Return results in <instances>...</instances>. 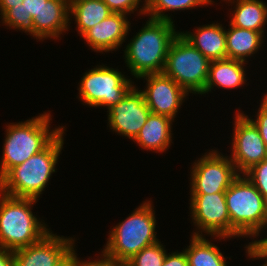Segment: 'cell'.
<instances>
[{"label":"cell","instance_id":"6da1fadb","mask_svg":"<svg viewBox=\"0 0 267 266\" xmlns=\"http://www.w3.org/2000/svg\"><path fill=\"white\" fill-rule=\"evenodd\" d=\"M179 30L175 23L148 18L143 27L124 46V61L131 76L162 73L169 47Z\"/></svg>","mask_w":267,"mask_h":266},{"label":"cell","instance_id":"7a4b0ae2","mask_svg":"<svg viewBox=\"0 0 267 266\" xmlns=\"http://www.w3.org/2000/svg\"><path fill=\"white\" fill-rule=\"evenodd\" d=\"M49 111V112H48ZM26 121L6 124L0 160V180L14 167L44 150L66 126L53 129L50 110Z\"/></svg>","mask_w":267,"mask_h":266},{"label":"cell","instance_id":"3957f363","mask_svg":"<svg viewBox=\"0 0 267 266\" xmlns=\"http://www.w3.org/2000/svg\"><path fill=\"white\" fill-rule=\"evenodd\" d=\"M63 130L44 150L12 168L1 180L0 191L6 195L39 200L49 185L64 148Z\"/></svg>","mask_w":267,"mask_h":266},{"label":"cell","instance_id":"277c9868","mask_svg":"<svg viewBox=\"0 0 267 266\" xmlns=\"http://www.w3.org/2000/svg\"><path fill=\"white\" fill-rule=\"evenodd\" d=\"M142 202L125 220L109 230L102 250L109 257L126 263L143 248L160 241L152 199Z\"/></svg>","mask_w":267,"mask_h":266},{"label":"cell","instance_id":"5b68a950","mask_svg":"<svg viewBox=\"0 0 267 266\" xmlns=\"http://www.w3.org/2000/svg\"><path fill=\"white\" fill-rule=\"evenodd\" d=\"M37 202L36 199L13 197L0 191V248L14 251L37 243L51 231L32 211Z\"/></svg>","mask_w":267,"mask_h":266},{"label":"cell","instance_id":"8992f818","mask_svg":"<svg viewBox=\"0 0 267 266\" xmlns=\"http://www.w3.org/2000/svg\"><path fill=\"white\" fill-rule=\"evenodd\" d=\"M230 238H252L266 229L264 197L244 174L225 191Z\"/></svg>","mask_w":267,"mask_h":266},{"label":"cell","instance_id":"52a82bcc","mask_svg":"<svg viewBox=\"0 0 267 266\" xmlns=\"http://www.w3.org/2000/svg\"><path fill=\"white\" fill-rule=\"evenodd\" d=\"M210 61L180 33L171 43L163 74L188 93L201 94L208 78Z\"/></svg>","mask_w":267,"mask_h":266},{"label":"cell","instance_id":"ba28073f","mask_svg":"<svg viewBox=\"0 0 267 266\" xmlns=\"http://www.w3.org/2000/svg\"><path fill=\"white\" fill-rule=\"evenodd\" d=\"M88 70L80 79L77 98L82 102L81 104H85L89 108L110 109L135 86L133 79H129L117 67L112 68V66L99 63Z\"/></svg>","mask_w":267,"mask_h":266},{"label":"cell","instance_id":"9c48e42d","mask_svg":"<svg viewBox=\"0 0 267 266\" xmlns=\"http://www.w3.org/2000/svg\"><path fill=\"white\" fill-rule=\"evenodd\" d=\"M190 166V194L225 192L239 176L230 157L218 149L208 150Z\"/></svg>","mask_w":267,"mask_h":266},{"label":"cell","instance_id":"30bf717a","mask_svg":"<svg viewBox=\"0 0 267 266\" xmlns=\"http://www.w3.org/2000/svg\"><path fill=\"white\" fill-rule=\"evenodd\" d=\"M189 201L191 223L193 222L196 227L192 235H208L207 237L210 236L216 242L232 239L230 238V217L225 192L190 194Z\"/></svg>","mask_w":267,"mask_h":266},{"label":"cell","instance_id":"8fae6325","mask_svg":"<svg viewBox=\"0 0 267 266\" xmlns=\"http://www.w3.org/2000/svg\"><path fill=\"white\" fill-rule=\"evenodd\" d=\"M234 116V129H232L230 142L231 153L228 156L234 163L237 172L244 174L253 165L267 158V149L259 130L244 111L238 109Z\"/></svg>","mask_w":267,"mask_h":266},{"label":"cell","instance_id":"7c38bea8","mask_svg":"<svg viewBox=\"0 0 267 266\" xmlns=\"http://www.w3.org/2000/svg\"><path fill=\"white\" fill-rule=\"evenodd\" d=\"M150 113L143 93L135 84L120 102L107 110V128L133 141Z\"/></svg>","mask_w":267,"mask_h":266},{"label":"cell","instance_id":"4fadbf2b","mask_svg":"<svg viewBox=\"0 0 267 266\" xmlns=\"http://www.w3.org/2000/svg\"><path fill=\"white\" fill-rule=\"evenodd\" d=\"M138 79L146 80V87L144 90L140 88V91L153 114L165 115L174 120L187 96H190L185 89L163 73L148 74Z\"/></svg>","mask_w":267,"mask_h":266},{"label":"cell","instance_id":"5bb4252c","mask_svg":"<svg viewBox=\"0 0 267 266\" xmlns=\"http://www.w3.org/2000/svg\"><path fill=\"white\" fill-rule=\"evenodd\" d=\"M51 230L40 241L14 250V266H56L74 248L75 237L56 235Z\"/></svg>","mask_w":267,"mask_h":266},{"label":"cell","instance_id":"9a60e30c","mask_svg":"<svg viewBox=\"0 0 267 266\" xmlns=\"http://www.w3.org/2000/svg\"><path fill=\"white\" fill-rule=\"evenodd\" d=\"M128 15L112 13L100 23L88 29L81 37L89 48L96 53H113L126 43L131 31ZM104 52V53H103Z\"/></svg>","mask_w":267,"mask_h":266},{"label":"cell","instance_id":"2e32d148","mask_svg":"<svg viewBox=\"0 0 267 266\" xmlns=\"http://www.w3.org/2000/svg\"><path fill=\"white\" fill-rule=\"evenodd\" d=\"M69 14L70 0H47L33 17L32 37L42 42L45 39L61 40L62 34L71 27Z\"/></svg>","mask_w":267,"mask_h":266},{"label":"cell","instance_id":"e0dca14e","mask_svg":"<svg viewBox=\"0 0 267 266\" xmlns=\"http://www.w3.org/2000/svg\"><path fill=\"white\" fill-rule=\"evenodd\" d=\"M216 22V23H215ZM201 25L190 31L179 33L196 49H198L209 61L227 58L226 27L218 21Z\"/></svg>","mask_w":267,"mask_h":266},{"label":"cell","instance_id":"ac0fdd59","mask_svg":"<svg viewBox=\"0 0 267 266\" xmlns=\"http://www.w3.org/2000/svg\"><path fill=\"white\" fill-rule=\"evenodd\" d=\"M174 121L168 116L150 113L133 142L140 146L139 148L149 152L168 151L173 143L172 125Z\"/></svg>","mask_w":267,"mask_h":266},{"label":"cell","instance_id":"d6986e66","mask_svg":"<svg viewBox=\"0 0 267 266\" xmlns=\"http://www.w3.org/2000/svg\"><path fill=\"white\" fill-rule=\"evenodd\" d=\"M246 65L248 64L245 62L229 58L210 61L205 89L200 95L209 94L216 87L225 90H235L244 84L246 85L248 80L246 79Z\"/></svg>","mask_w":267,"mask_h":266},{"label":"cell","instance_id":"ffe728a7","mask_svg":"<svg viewBox=\"0 0 267 266\" xmlns=\"http://www.w3.org/2000/svg\"><path fill=\"white\" fill-rule=\"evenodd\" d=\"M229 3L231 19L228 23L252 31L260 32L264 37L267 25V4L262 0H222ZM232 10V11H231Z\"/></svg>","mask_w":267,"mask_h":266},{"label":"cell","instance_id":"44dd1931","mask_svg":"<svg viewBox=\"0 0 267 266\" xmlns=\"http://www.w3.org/2000/svg\"><path fill=\"white\" fill-rule=\"evenodd\" d=\"M226 29L227 58L242 61L248 60L258 53L266 38L257 31L232 26ZM248 58V59H247Z\"/></svg>","mask_w":267,"mask_h":266},{"label":"cell","instance_id":"7402d4cb","mask_svg":"<svg viewBox=\"0 0 267 266\" xmlns=\"http://www.w3.org/2000/svg\"><path fill=\"white\" fill-rule=\"evenodd\" d=\"M113 12L102 0H70V21L76 23V31L81 36L94 25L106 19ZM72 18V19H71Z\"/></svg>","mask_w":267,"mask_h":266},{"label":"cell","instance_id":"603a6c76","mask_svg":"<svg viewBox=\"0 0 267 266\" xmlns=\"http://www.w3.org/2000/svg\"><path fill=\"white\" fill-rule=\"evenodd\" d=\"M212 241V242H211ZM213 240L205 235H191L189 246L184 249L189 266H228L225 257Z\"/></svg>","mask_w":267,"mask_h":266},{"label":"cell","instance_id":"cb8c5ba5","mask_svg":"<svg viewBox=\"0 0 267 266\" xmlns=\"http://www.w3.org/2000/svg\"><path fill=\"white\" fill-rule=\"evenodd\" d=\"M214 0H146L145 16L156 20L170 21L174 23L172 14L166 12L187 11L214 5Z\"/></svg>","mask_w":267,"mask_h":266},{"label":"cell","instance_id":"d4e9b609","mask_svg":"<svg viewBox=\"0 0 267 266\" xmlns=\"http://www.w3.org/2000/svg\"><path fill=\"white\" fill-rule=\"evenodd\" d=\"M161 241L143 248L126 262L127 266H162L167 250Z\"/></svg>","mask_w":267,"mask_h":266},{"label":"cell","instance_id":"484cf974","mask_svg":"<svg viewBox=\"0 0 267 266\" xmlns=\"http://www.w3.org/2000/svg\"><path fill=\"white\" fill-rule=\"evenodd\" d=\"M0 23L3 26L9 27L6 29H17L21 32L28 33L32 36V22L33 19H26V9L24 4H18L15 7L8 9L2 16H0Z\"/></svg>","mask_w":267,"mask_h":266},{"label":"cell","instance_id":"4316f807","mask_svg":"<svg viewBox=\"0 0 267 266\" xmlns=\"http://www.w3.org/2000/svg\"><path fill=\"white\" fill-rule=\"evenodd\" d=\"M113 13H122L126 15L138 13V16L145 15L146 0H103ZM144 2V3H143ZM141 3V4H140ZM139 8V9H137Z\"/></svg>","mask_w":267,"mask_h":266},{"label":"cell","instance_id":"83f0119b","mask_svg":"<svg viewBox=\"0 0 267 266\" xmlns=\"http://www.w3.org/2000/svg\"><path fill=\"white\" fill-rule=\"evenodd\" d=\"M244 175L264 198L267 197V158L253 165Z\"/></svg>","mask_w":267,"mask_h":266},{"label":"cell","instance_id":"f1b7e54d","mask_svg":"<svg viewBox=\"0 0 267 266\" xmlns=\"http://www.w3.org/2000/svg\"><path fill=\"white\" fill-rule=\"evenodd\" d=\"M262 235L256 234L251 242L246 243L245 253L246 258L253 260H265V262L260 266H267V235L265 238L261 237ZM260 239L258 240V238ZM256 238V239H254Z\"/></svg>","mask_w":267,"mask_h":266},{"label":"cell","instance_id":"f546056e","mask_svg":"<svg viewBox=\"0 0 267 266\" xmlns=\"http://www.w3.org/2000/svg\"><path fill=\"white\" fill-rule=\"evenodd\" d=\"M263 98L260 101V106L257 115H253L252 118L250 115L245 114L252 123L257 127L259 130L260 136L262 137L263 141L265 142V145L267 146V99L262 96ZM250 116V117H249ZM255 117V119H253Z\"/></svg>","mask_w":267,"mask_h":266},{"label":"cell","instance_id":"4dcf8cb0","mask_svg":"<svg viewBox=\"0 0 267 266\" xmlns=\"http://www.w3.org/2000/svg\"><path fill=\"white\" fill-rule=\"evenodd\" d=\"M97 255L98 259L91 260L90 257L88 260L80 259L79 257V265L78 266H127L125 262L119 261L115 258L109 257L103 251ZM100 256V258H99Z\"/></svg>","mask_w":267,"mask_h":266},{"label":"cell","instance_id":"1f68e13d","mask_svg":"<svg viewBox=\"0 0 267 266\" xmlns=\"http://www.w3.org/2000/svg\"><path fill=\"white\" fill-rule=\"evenodd\" d=\"M170 253L166 254L162 266H189L184 248L182 252L177 250Z\"/></svg>","mask_w":267,"mask_h":266},{"label":"cell","instance_id":"d6a6232c","mask_svg":"<svg viewBox=\"0 0 267 266\" xmlns=\"http://www.w3.org/2000/svg\"><path fill=\"white\" fill-rule=\"evenodd\" d=\"M47 0H23L24 8L26 9V19H33L38 15L44 3Z\"/></svg>","mask_w":267,"mask_h":266},{"label":"cell","instance_id":"836d02e7","mask_svg":"<svg viewBox=\"0 0 267 266\" xmlns=\"http://www.w3.org/2000/svg\"><path fill=\"white\" fill-rule=\"evenodd\" d=\"M0 266H14V251L0 248Z\"/></svg>","mask_w":267,"mask_h":266},{"label":"cell","instance_id":"e575fe53","mask_svg":"<svg viewBox=\"0 0 267 266\" xmlns=\"http://www.w3.org/2000/svg\"><path fill=\"white\" fill-rule=\"evenodd\" d=\"M76 248H74L59 264L56 266H78L79 265V257Z\"/></svg>","mask_w":267,"mask_h":266},{"label":"cell","instance_id":"d590c367","mask_svg":"<svg viewBox=\"0 0 267 266\" xmlns=\"http://www.w3.org/2000/svg\"><path fill=\"white\" fill-rule=\"evenodd\" d=\"M23 0H0V15L2 16L8 9L21 4Z\"/></svg>","mask_w":267,"mask_h":266},{"label":"cell","instance_id":"8d00e7d4","mask_svg":"<svg viewBox=\"0 0 267 266\" xmlns=\"http://www.w3.org/2000/svg\"><path fill=\"white\" fill-rule=\"evenodd\" d=\"M265 212H266V229H267V197L264 198Z\"/></svg>","mask_w":267,"mask_h":266},{"label":"cell","instance_id":"74e56055","mask_svg":"<svg viewBox=\"0 0 267 266\" xmlns=\"http://www.w3.org/2000/svg\"><path fill=\"white\" fill-rule=\"evenodd\" d=\"M263 95H264V97L267 99V92H266V93H264Z\"/></svg>","mask_w":267,"mask_h":266}]
</instances>
